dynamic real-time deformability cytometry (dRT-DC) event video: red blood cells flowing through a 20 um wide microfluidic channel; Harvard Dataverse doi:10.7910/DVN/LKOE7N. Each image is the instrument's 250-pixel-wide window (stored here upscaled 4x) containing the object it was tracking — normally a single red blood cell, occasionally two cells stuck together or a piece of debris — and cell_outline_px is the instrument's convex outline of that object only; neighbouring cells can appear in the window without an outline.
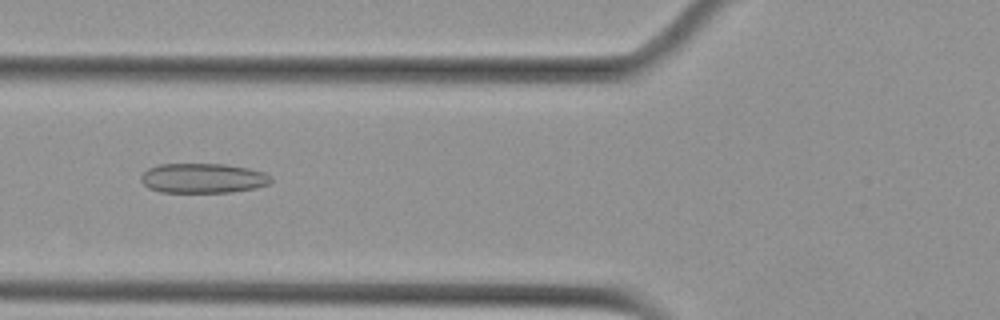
{"species": "Egyptian fruit bat (a non-hibernating species)", "species_latin": "Rousettus aegyptiacus", "temperature_condition": "cold", "stored_images_in_passage": 43, "camera_frame_rate_fps": 3000, "um_per_image_px": 0.085, "animal": {"sex": "female"}, "frame": {"image": 1, "passage_image": 7, "time_ms": 2.0, "image_size_px": [1000, 320], "cell_outline_px": [[272, 180], [268, 184], [256, 188], [232, 192], [160, 192], [148, 188], [140, 180], [140, 176], [148, 168], [160, 164], [224, 164], [248, 168], [264, 172], [272, 176]], "centroid_in_image_um": [17.25, 15.15], "position_along_channel_um": 108.5, "area_um2": 22.66}}
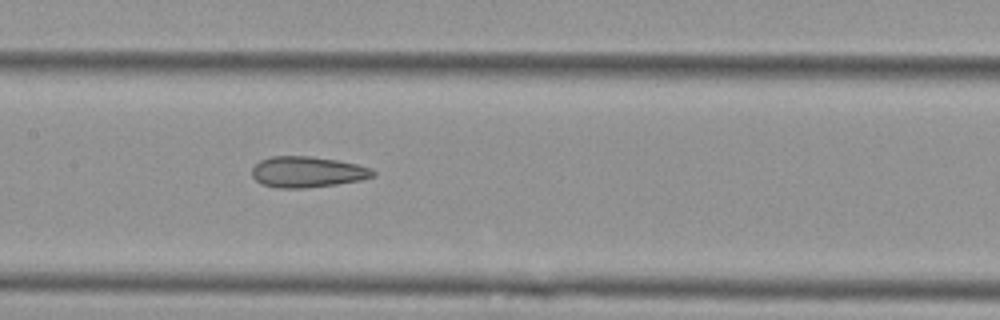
{"frame": {"image": 2, "passage_image": 13, "time_ms": 4.0, "image_size_px": [1000, 320], "cell_outline_px": [[376, 176], [360, 180], [336, 184], [304, 188], [276, 188], [260, 184], [252, 176], [252, 168], [260, 160], [268, 156], [312, 156], [336, 160], [356, 164], [372, 168], [376, 172]], "centroid_in_image_um": [26.11, 14.61], "position_along_channel_um": 181.3, "area_um2": 21.96}}
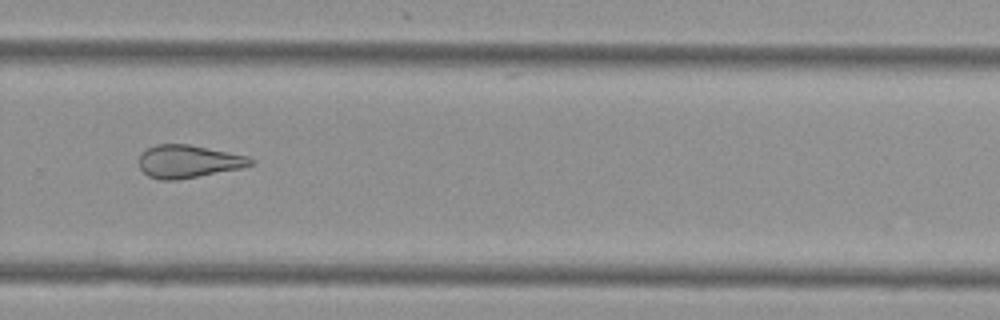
{"frame": {"image": 3, "passage_image": 24, "time_ms": 7.667, "image_size_px": [1000, 320], "cell_outline_px": [[256, 160], [252, 164], [240, 168], [176, 180], [160, 180], [148, 176], [140, 168], [140, 156], [148, 148], [156, 144], [188, 144], [248, 156]], "centroid_in_image_um": [16.01, 13.72], "position_along_channel_um": 313.8, "area_um2": 21.04}, "authors_computed_cell_mechanics": {"area_um2": 22.6576, "velocity_mm_per_s": 3.6211, "shape_relaxation_time_tau1_ms": null, "shape_relaxation_time_tau2_ms": 2.2525, "deformation_change_tau1": null, "deformation_change_tau2": 0.0982}}